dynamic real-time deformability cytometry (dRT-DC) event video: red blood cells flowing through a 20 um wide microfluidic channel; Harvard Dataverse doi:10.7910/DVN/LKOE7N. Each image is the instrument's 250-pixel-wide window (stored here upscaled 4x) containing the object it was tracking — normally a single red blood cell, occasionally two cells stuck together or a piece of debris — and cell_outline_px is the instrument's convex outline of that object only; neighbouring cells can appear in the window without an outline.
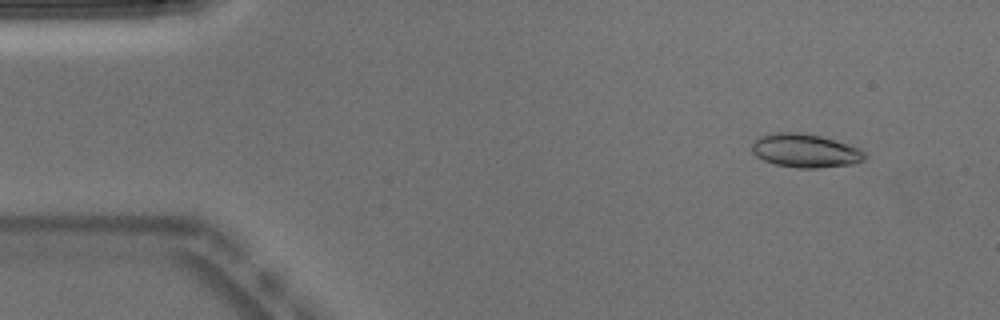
{"species": "Egyptian fruit bat (a non-hibernating species)", "species_latin": "Rousettus aegyptiacus", "temperature_condition": "warm", "stored_images_in_passage": 51, "camera_frame_rate_fps": 3000, "um_per_image_px": 0.085, "animal": {"sex": "male"}, "frame": {"image": 1, "passage_image": 5, "time_ms": 1.333, "image_size_px": [1000, 320], "cell_outline_px": [[868, 156], [864, 160], [852, 164], [816, 168], [800, 168], [776, 164], [764, 160], [756, 156], [752, 152], [752, 140], [760, 136], [776, 132], [800, 132], [820, 136], [848, 144], [860, 148]], "centroid_in_image_um": [68.44, 12.8], "position_along_channel_um": 16.6, "area_um2": 22.14}}
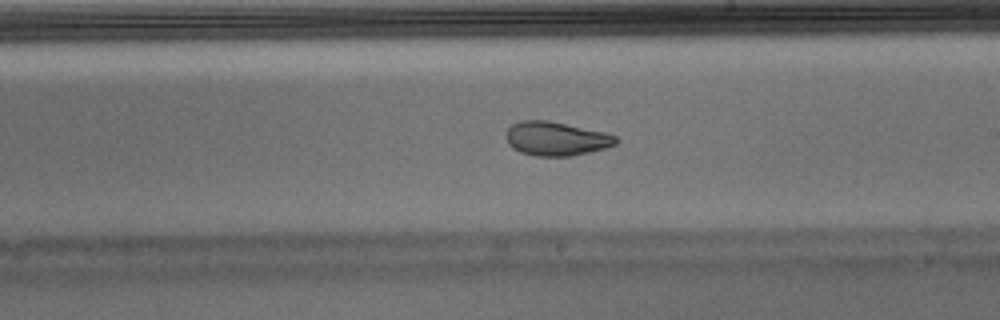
{"frame": {"image": 2, "passage_image": 29, "time_ms": 9.333, "image_size_px": [1000, 320], "cell_outline_px": [[620, 140], [616, 144], [604, 148], [572, 156], [536, 156], [520, 152], [512, 148], [508, 144], [504, 136], [508, 128], [512, 124], [520, 120], [548, 120], [608, 132], [616, 136]], "centroid_in_image_um": [47.26, 11.77], "position_along_channel_um": 241.7, "area_um2": 22.08}}
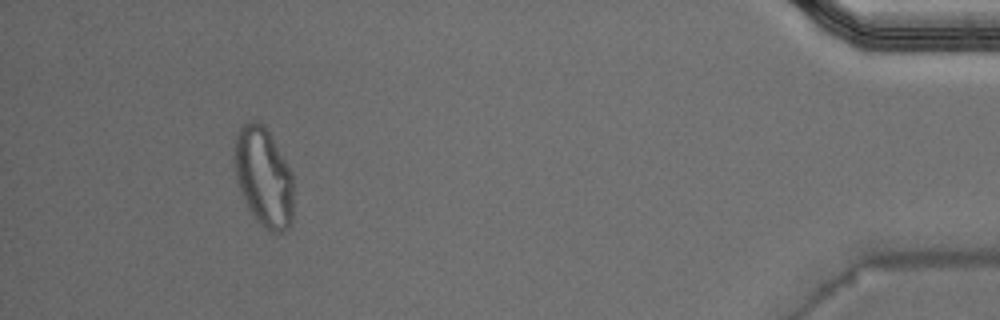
{"frame": {"image": 3, "passage_image": 47, "time_ms": 15.333, "image_size_px": [1000, 320], "cell_outline_px": [[292, 224], [284, 232], [272, 232], [264, 228], [256, 220], [248, 208], [240, 192], [236, 180], [232, 160], [232, 156], [236, 136], [240, 128], [248, 120], [256, 120], [264, 124], [292, 172]], "centroid_in_image_um": [22.37, 15.04], "position_along_channel_um": 412.8, "area_um2": 34.62}, "authors_computed_cell_mechanics": {"area_um2": 22.1952, "velocity_mm_per_s": 3.9471, "shape_relaxation_time_tau1_ms": null, "shape_relaxation_time_tau2_ms": 1.4039, "deformation_change_tau1": null, "deformation_change_tau2": 0.0686}}